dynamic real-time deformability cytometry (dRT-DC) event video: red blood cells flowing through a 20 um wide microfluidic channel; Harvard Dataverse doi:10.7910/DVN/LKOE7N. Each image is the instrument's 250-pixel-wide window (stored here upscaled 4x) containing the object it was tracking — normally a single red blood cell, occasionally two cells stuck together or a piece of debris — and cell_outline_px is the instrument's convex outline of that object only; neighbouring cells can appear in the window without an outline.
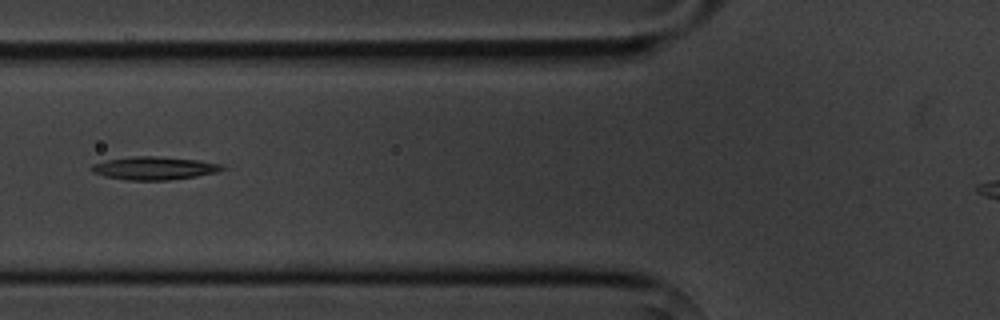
{"species": "common noctule bat (a hibernating species)", "species_latin": "Nyctalus noctula", "temperature_condition": "cold", "stored_images_in_passage": 4, "camera_frame_rate_fps": 3000, "um_per_image_px": 0.085, "animal": {"sex": "male", "body_mass_g": 20.1, "forearm_length_mm": 53.5}, "frame": {"image": 1, "passage_image": 4, "time_ms": 3.333, "image_size_px": [1000, 320], "cell_outline_px": [[224, 168], [216, 172], [196, 176], [168, 180], [128, 180], [104, 176], [92, 172], [88, 168], [92, 164], [108, 160], [132, 156], [160, 156], [200, 160], [224, 164]], "centroid_in_image_um": [13.1, 14.28], "position_along_channel_um": 112.7, "area_um2": 17.63}}